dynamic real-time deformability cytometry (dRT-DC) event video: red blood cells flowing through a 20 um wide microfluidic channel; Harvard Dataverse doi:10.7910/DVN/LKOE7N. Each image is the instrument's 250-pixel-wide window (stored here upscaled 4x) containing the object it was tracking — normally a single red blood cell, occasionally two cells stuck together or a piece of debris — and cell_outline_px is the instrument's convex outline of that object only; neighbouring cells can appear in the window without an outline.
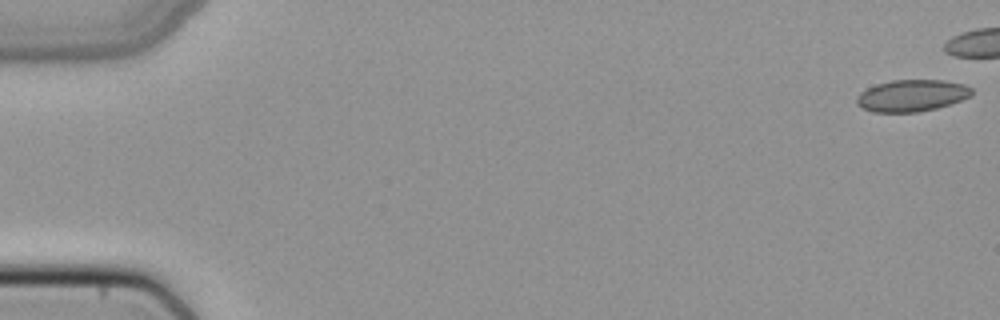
{"species": "common noctule bat (a hibernating species)", "species_latin": "Nyctalus noctula", "temperature_condition": "cold", "stored_images_in_passage": 32, "camera_frame_rate_fps": 3000, "um_per_image_px": 0.085, "animal": {"sex": "female", "body_mass_g": 22.7, "forearm_length_mm": 54.2}, "frame": {"image": 1, "passage_image": 1, "time_ms": 0.0, "image_size_px": [1000, 320], "cell_outline_px": [[972, 96], [936, 108], [916, 112], [872, 112], [856, 104], [856, 96], [860, 92], [876, 84], [892, 80], [944, 80], [964, 84], [972, 88]], "centroid_in_image_um": [77.49, 8.12], "position_along_channel_um": 7.5, "area_um2": 21.27}}
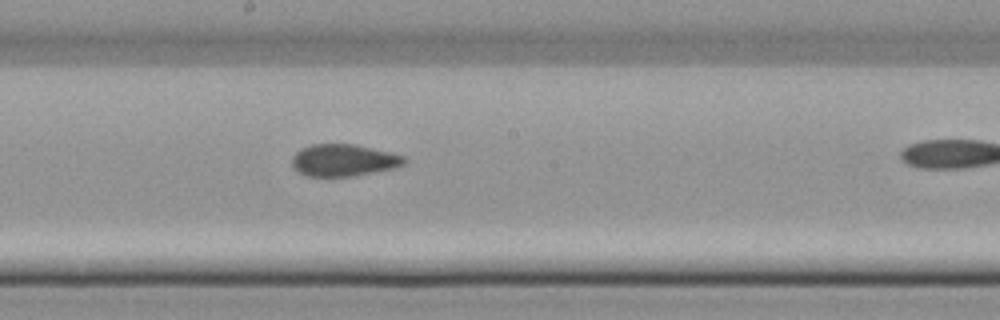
{"frame": {"image": 2, "passage_image": 28, "time_ms": 9.0, "image_size_px": [1000, 320], "cell_outline_px": [[408, 160], [404, 164], [396, 168], [352, 176], [304, 176], [296, 172], [292, 168], [292, 156], [300, 148], [312, 144], [356, 144], [404, 156]], "centroid_in_image_um": [29.17, 13.62], "position_along_channel_um": 219.0, "area_um2": 21.15}}